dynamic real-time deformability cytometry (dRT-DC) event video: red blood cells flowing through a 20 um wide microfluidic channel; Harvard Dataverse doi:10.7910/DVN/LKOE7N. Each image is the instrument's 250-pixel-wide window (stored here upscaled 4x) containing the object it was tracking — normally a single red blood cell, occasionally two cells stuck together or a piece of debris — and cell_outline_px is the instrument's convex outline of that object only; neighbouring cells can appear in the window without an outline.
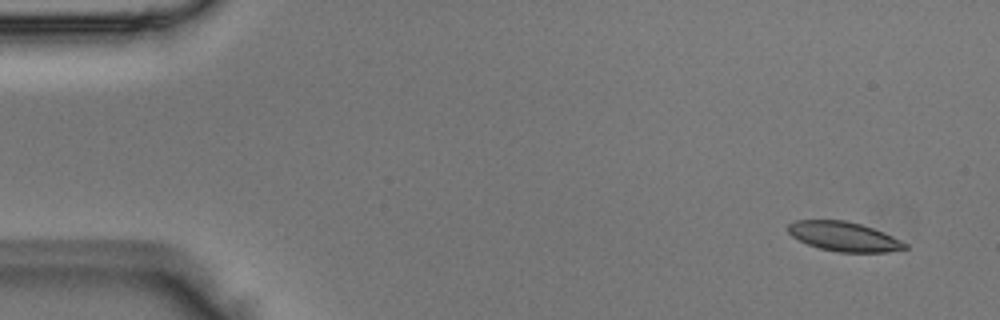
{"species": "Egyptian fruit bat (a non-hibernating species)", "species_latin": "Rousettus aegyptiacus", "temperature_condition": "room temperature", "stored_images_in_passage": 48, "camera_frame_rate_fps": 3000, "um_per_image_px": 0.085, "animal": {"sex": "male"}, "frame": {"image": 1, "passage_image": 1, "time_ms": 0.0, "image_size_px": [1000, 320], "cell_outline_px": [[908, 248], [888, 252], [840, 252], [820, 248], [808, 244], [792, 236], [788, 232], [788, 224], [796, 220], [844, 220], [860, 224], [884, 232], [908, 244]], "centroid_in_image_um": [71.75, 20.1], "position_along_channel_um": 13.3, "area_um2": 19.88}}
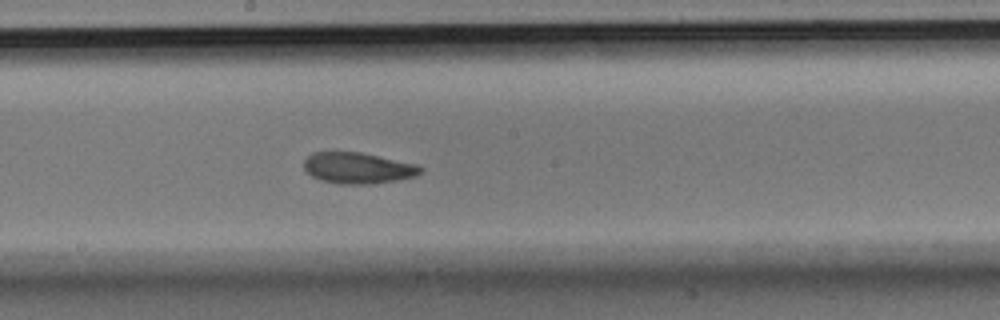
{"frame": {"image": 2, "passage_image": 25, "time_ms": 8.0, "image_size_px": [1000, 320], "cell_outline_px": [[424, 168], [416, 176], [396, 180], [372, 184], [336, 184], [320, 180], [312, 176], [304, 168], [304, 160], [312, 152], [360, 152], [416, 164]], "centroid_in_image_um": [30.4, 14.29], "position_along_channel_um": 217.8, "area_um2": 21.1}}
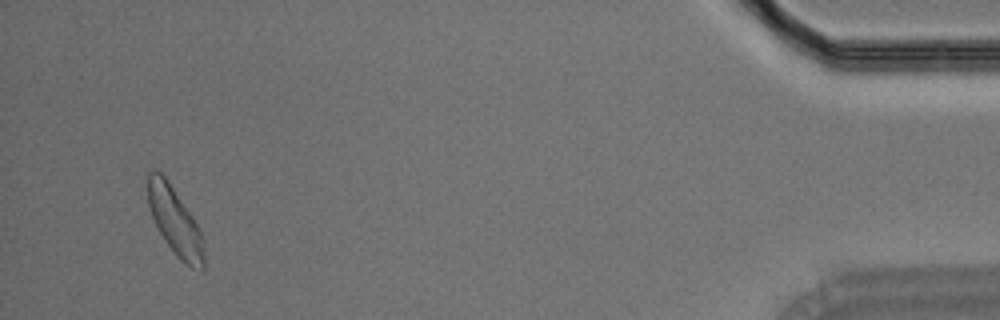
{"frame": {"image": 3, "passage_image": 46, "time_ms": 15.0, "image_size_px": [1000, 320], "cell_outline_px": [[204, 268], [192, 268], [184, 264], [176, 256], [160, 232], [148, 208], [148, 172], [156, 168], [168, 180], [192, 216], [204, 240]], "centroid_in_image_um": [14.87, 18.8], "position_along_channel_um": 420.3, "area_um2": 21.91}}